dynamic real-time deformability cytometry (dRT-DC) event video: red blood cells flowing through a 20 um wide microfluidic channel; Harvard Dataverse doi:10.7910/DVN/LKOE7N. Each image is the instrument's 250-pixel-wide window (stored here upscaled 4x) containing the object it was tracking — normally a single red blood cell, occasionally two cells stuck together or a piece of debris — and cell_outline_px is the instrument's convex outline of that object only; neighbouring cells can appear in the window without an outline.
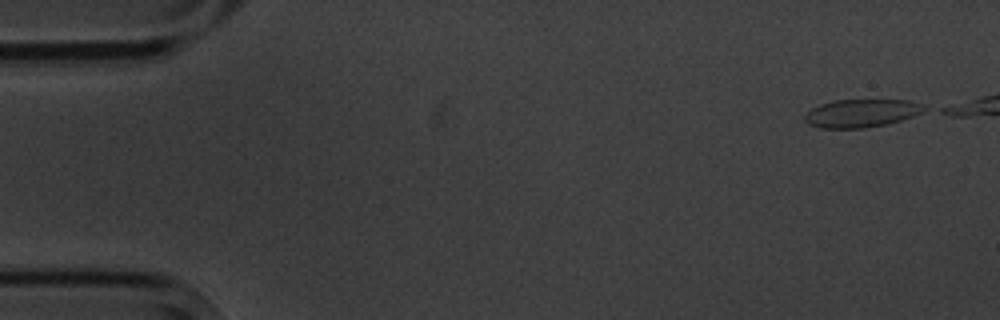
{"species": "common noctule bat (a hibernating species)", "species_latin": "Nyctalus noctula", "temperature_condition": "cold", "stored_images_in_passage": 4, "camera_frame_rate_fps": 3000, "um_per_image_px": 0.085, "animal": {"sex": "male", "body_mass_g": 20.1, "forearm_length_mm": 53.5}, "frame": {"image": 1, "passage_image": 1, "time_ms": 0.0, "image_size_px": [1000, 320], "cell_outline_px": [[928, 108], [912, 116], [900, 120], [884, 124], [860, 128], [820, 128], [808, 124], [804, 120], [804, 116], [812, 108], [820, 104], [832, 100], [908, 100], [920, 104]], "centroid_in_image_um": [73.16, 9.61], "position_along_channel_um": 11.8, "area_um2": 19.25}}